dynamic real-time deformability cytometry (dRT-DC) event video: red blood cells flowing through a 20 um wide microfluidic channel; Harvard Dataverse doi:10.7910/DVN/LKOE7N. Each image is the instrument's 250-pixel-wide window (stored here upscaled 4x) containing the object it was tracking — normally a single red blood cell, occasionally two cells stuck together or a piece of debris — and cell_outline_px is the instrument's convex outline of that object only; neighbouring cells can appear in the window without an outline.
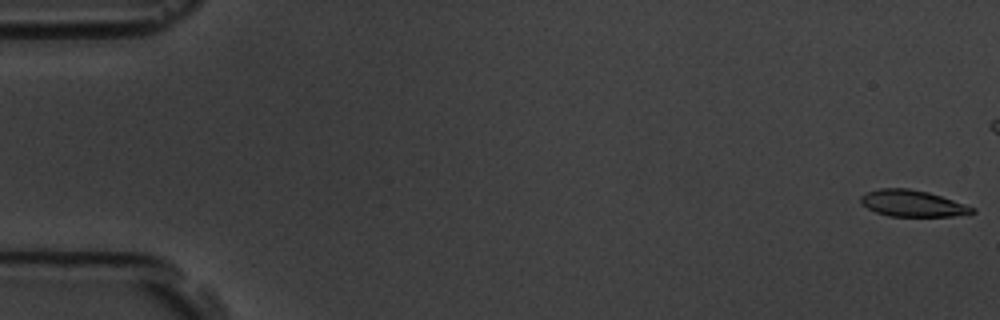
{"species": "common noctule bat (a hibernating species)", "species_latin": "Nyctalus noctula", "temperature_condition": "room temperature", "stored_images_in_passage": 8, "segment_of_instrument_passage": [1, 2], "camera_frame_rate_fps": 3000, "um_per_image_px": 0.085, "animal": {"sex": "male", "body_mass_g": 19.5, "forearm_length_mm": 54.6}, "frame": {"image": 1, "passage_image": 1, "time_ms": 0.0, "image_size_px": [1000, 320], "cell_outline_px": [[976, 212], [952, 216], [888, 216], [876, 212], [860, 204], [860, 196], [864, 192], [880, 188], [908, 188], [928, 192], [976, 208]], "centroid_in_image_um": [77.5, 17.28], "position_along_channel_um": 7.5, "area_um2": 17.17}}
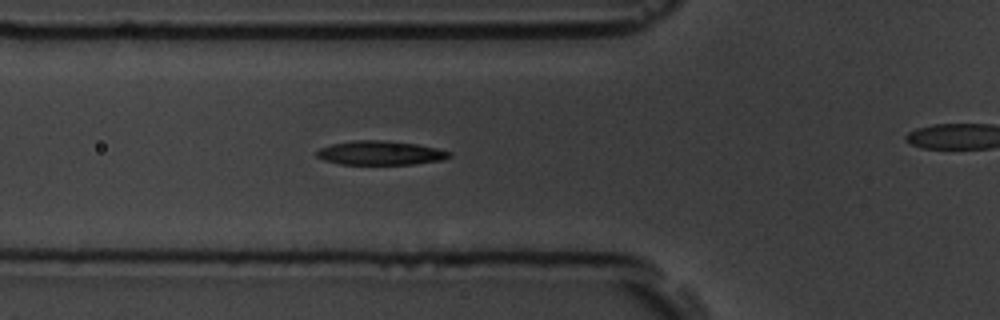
{"frame": {"image": 2, "passage_image": 7, "time_ms": 6.667, "image_size_px": [1000, 320], "cell_outline_px": [[452, 156], [444, 160], [412, 164], [340, 164], [324, 160], [316, 156], [316, 152], [320, 148], [332, 144], [352, 140], [384, 140], [416, 144], [436, 148], [452, 152]], "centroid_in_image_um": [32.34, 13.0], "position_along_channel_um": 93.5, "area_um2": 18.61}}